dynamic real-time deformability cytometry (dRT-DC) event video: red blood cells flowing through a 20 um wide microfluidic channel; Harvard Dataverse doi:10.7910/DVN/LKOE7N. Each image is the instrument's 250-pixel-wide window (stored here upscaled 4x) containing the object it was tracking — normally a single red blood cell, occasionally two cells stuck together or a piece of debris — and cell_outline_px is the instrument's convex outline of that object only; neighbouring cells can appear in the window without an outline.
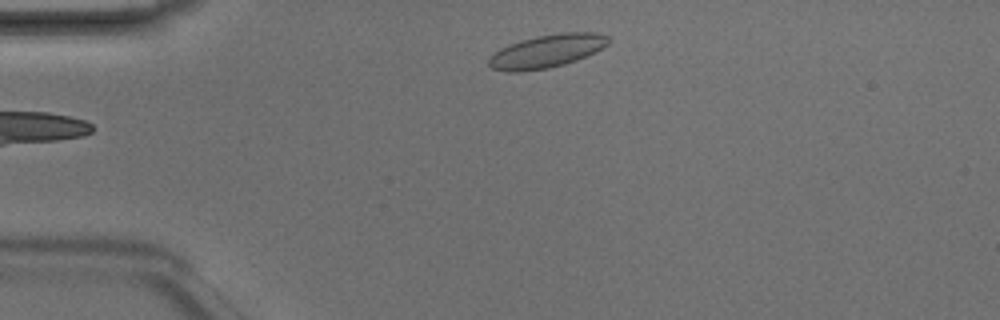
{"species": "Egyptian fruit bat (a non-hibernating species)", "species_latin": "Rousettus aegyptiacus", "temperature_condition": "room temperature", "stored_images_in_passage": 4, "camera_frame_rate_fps": 3000, "um_per_image_px": 0.085, "animal": {"sex": "male"}, "frame": {"image": 1, "passage_image": 4, "time_ms": 1.0, "image_size_px": [1000, 320], "cell_outline_px": [[612, 40], [608, 44], [576, 60], [564, 64], [548, 68], [520, 72], [504, 72], [492, 68], [488, 64], [488, 56], [500, 48], [508, 44], [520, 40], [536, 36], [560, 32], [596, 32], [608, 36]], "centroid_in_image_um": [46.42, 4.34], "position_along_channel_um": 38.6, "area_um2": 23.24}}